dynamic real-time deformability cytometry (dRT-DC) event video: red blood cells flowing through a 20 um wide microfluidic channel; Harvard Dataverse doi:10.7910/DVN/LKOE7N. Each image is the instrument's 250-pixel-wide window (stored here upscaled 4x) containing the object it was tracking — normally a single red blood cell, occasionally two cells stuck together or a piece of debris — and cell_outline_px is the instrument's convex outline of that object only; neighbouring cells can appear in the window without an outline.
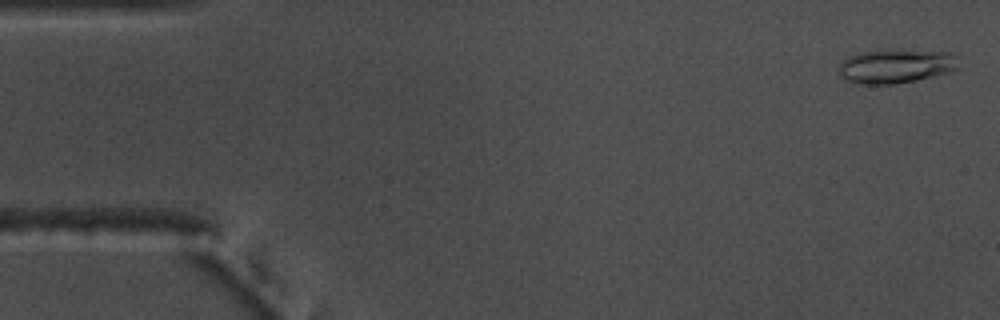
{"species": "common noctule bat (a hibernating species)", "species_latin": "Nyctalus noctula", "temperature_condition": "warm", "stored_images_in_passage": 55, "camera_frame_rate_fps": 3000, "um_per_image_px": 0.085, "animal": {"sex": "male", "body_mass_g": 17.5, "forearm_length_mm": 52.3}, "frame": {"image": 1, "passage_image": 2, "time_ms": 0.333, "image_size_px": [1000, 320], "cell_outline_px": [[960, 68], [948, 72], [916, 80], [896, 84], [856, 84], [840, 76], [836, 72], [840, 64], [848, 56], [860, 52], [952, 52], [956, 56]], "centroid_in_image_um": [76.12, 5.67], "position_along_channel_um": 8.9, "area_um2": 23.12}}
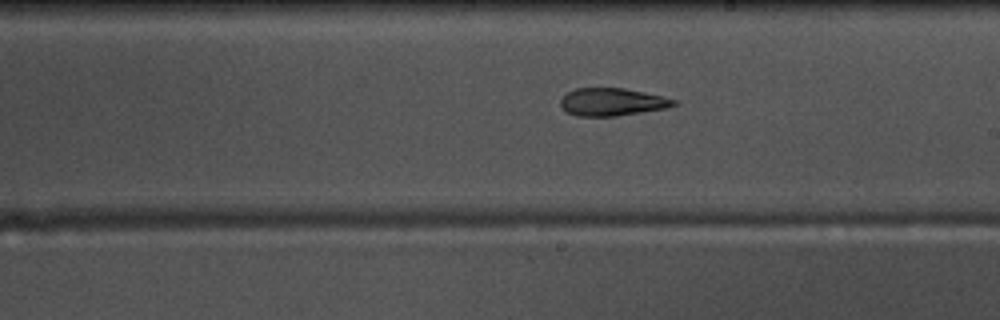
{"frame": {"image": 2, "passage_image": 31, "time_ms": 10.0, "image_size_px": [1000, 320], "cell_outline_px": [[680, 104], [664, 108], [616, 116], [576, 116], [568, 112], [560, 104], [560, 100], [568, 92], [576, 88], [624, 88], [664, 96], [676, 100]], "centroid_in_image_um": [52.05, 8.66], "position_along_channel_um": 236.9, "area_um2": 18.15}}
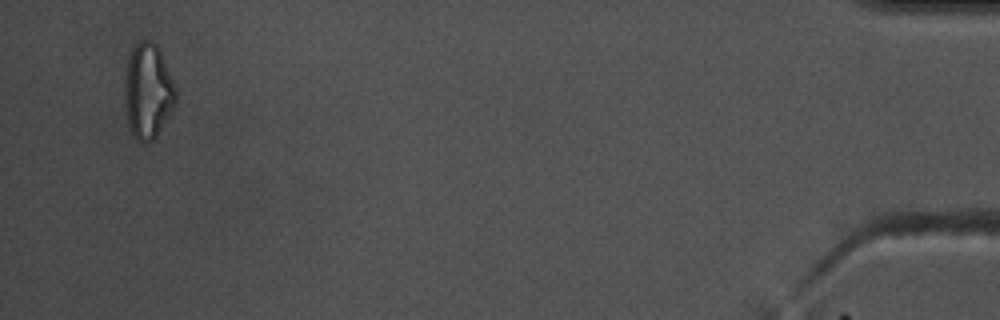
{"frame": {"image": 3, "passage_image": 53, "time_ms": 17.333, "image_size_px": [1000, 320], "cell_outline_px": [[176, 100], [172, 108], [156, 136], [152, 140], [144, 144], [136, 140], [128, 124], [124, 104], [124, 80], [128, 56], [132, 48], [140, 40], [148, 40], [156, 44], [160, 48], [176, 88]], "centroid_in_image_um": [12.54, 7.72], "position_along_channel_um": 422.7, "area_um2": 28.5}, "authors_computed_cell_mechanics": {"area_um2": 20.3456, "velocity_mm_per_s": 3.7229, "shape_relaxation_time_tau1_ms": 8.151, "shape_relaxation_time_tau2_ms": 4.5937, "deformation_change_tau1": 0.1966, "deformation_change_tau2": 0.127}}